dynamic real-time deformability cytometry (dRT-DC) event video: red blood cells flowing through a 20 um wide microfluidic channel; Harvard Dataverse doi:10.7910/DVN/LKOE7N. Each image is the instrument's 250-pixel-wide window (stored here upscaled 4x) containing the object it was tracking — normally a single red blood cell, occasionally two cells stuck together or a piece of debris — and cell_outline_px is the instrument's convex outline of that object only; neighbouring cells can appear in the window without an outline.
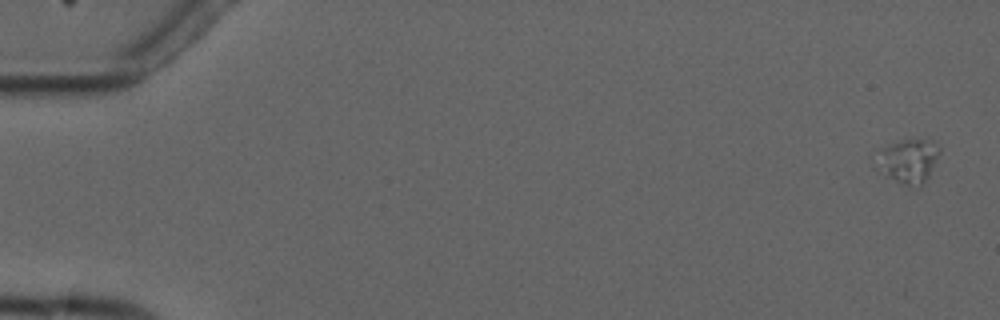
{"species": "common noctule bat (a hibernating species)", "species_latin": "Nyctalus noctula", "temperature_condition": "cold", "stored_images_in_passage": 6, "camera_frame_rate_fps": 3000, "um_per_image_px": 0.085, "animal": {"sex": "male", "forearm_length_mm": 52.5}, "frame": {"image": 1, "passage_image": 1, "time_ms": 0.0, "image_size_px": [1000, 320], "cell_outline_px": [[940, 152], [924, 184], [920, 188], [904, 184], [884, 176], [876, 168], [872, 160], [872, 156], [880, 148], [900, 140], [932, 140], [940, 148]], "centroid_in_image_um": [77.12, 13.69], "position_along_channel_um": 7.9, "area_um2": 16.7}}
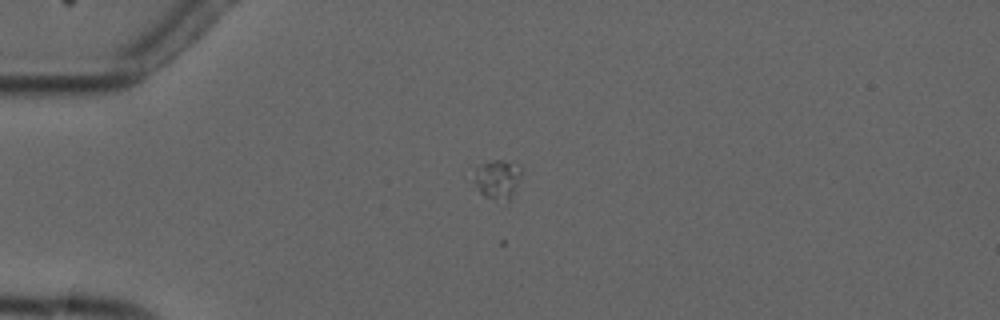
{"frame": {"image": 2, "passage_image": 5, "time_ms": 4.333, "image_size_px": [1000, 320], "cell_outline_px": [[520, 176], [512, 196], [508, 200], [484, 196], [476, 188], [476, 168], [480, 164], [492, 160], [504, 160], [520, 164]], "centroid_in_image_um": [42.3, 15.19], "position_along_channel_um": 42.7, "area_um2": 10.46}}